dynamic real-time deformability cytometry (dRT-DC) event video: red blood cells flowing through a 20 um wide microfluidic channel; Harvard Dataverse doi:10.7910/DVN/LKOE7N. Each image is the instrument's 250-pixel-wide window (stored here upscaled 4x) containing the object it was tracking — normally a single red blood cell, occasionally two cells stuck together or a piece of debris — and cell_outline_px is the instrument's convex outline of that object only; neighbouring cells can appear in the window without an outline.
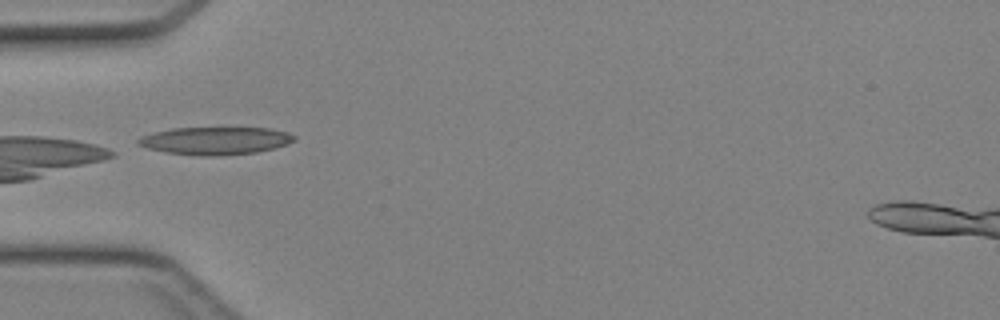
{"species": "Egyptian fruit bat (a non-hibernating species)", "species_latin": "Rousettus aegyptiacus", "temperature_condition": "cold", "stored_images_in_passage": 4, "camera_frame_rate_fps": 3000, "um_per_image_px": 0.085, "animal": {"sex": "female"}, "frame": {"image": 1, "passage_image": 4, "time_ms": 1.0, "image_size_px": [1000, 320], "cell_outline_px": [[296, 140], [288, 144], [256, 152], [212, 156], [204, 156], [168, 152], [148, 148], [136, 144], [136, 140], [140, 136], [172, 128], [268, 128], [288, 132], [296, 136]], "centroid_in_image_um": [18.31, 11.95], "position_along_channel_um": 66.7, "area_um2": 24.97}}